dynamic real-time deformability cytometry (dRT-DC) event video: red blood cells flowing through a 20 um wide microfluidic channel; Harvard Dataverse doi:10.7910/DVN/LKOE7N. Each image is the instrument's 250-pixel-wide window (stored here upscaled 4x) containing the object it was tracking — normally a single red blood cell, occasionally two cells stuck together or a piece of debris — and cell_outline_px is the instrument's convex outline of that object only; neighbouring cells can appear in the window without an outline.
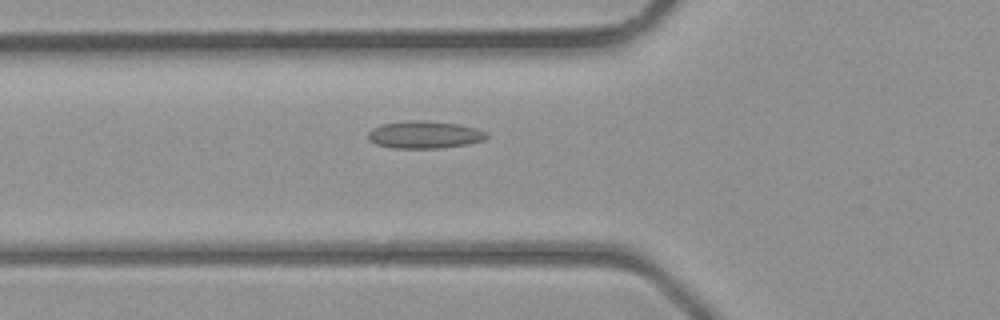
{"species": "common noctule bat (a hibernating species)", "species_latin": "Nyctalus noctula", "temperature_condition": "room temperature", "stored_images_in_passage": 31, "camera_frame_rate_fps": 3000, "um_per_image_px": 0.085, "animal": {"sex": "male", "body_mass_g": 23.1, "forearm_length_mm": 52.7}, "frame": {"image": 1, "passage_image": 5, "time_ms": 1.333, "image_size_px": [1000, 320], "cell_outline_px": [[488, 136], [484, 140], [468, 144], [440, 148], [392, 148], [376, 144], [368, 140], [368, 132], [372, 128], [384, 124], [416, 120], [460, 124], [476, 128], [484, 132]], "centroid_in_image_um": [36.07, 11.46], "position_along_channel_um": 89.7, "area_um2": 18.73}}
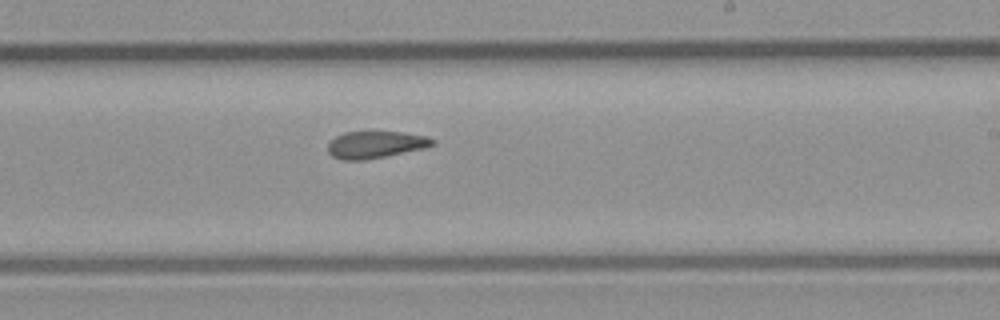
{"frame": {"image": 2, "passage_image": 15, "time_ms": 4.667, "image_size_px": [1000, 320], "cell_outline_px": [[436, 144], [424, 148], [364, 160], [340, 160], [332, 156], [328, 152], [328, 144], [336, 136], [344, 132], [404, 132], [428, 136], [436, 140]], "centroid_in_image_um": [31.94, 12.29], "position_along_channel_um": 257.1, "area_um2": 16.47}}
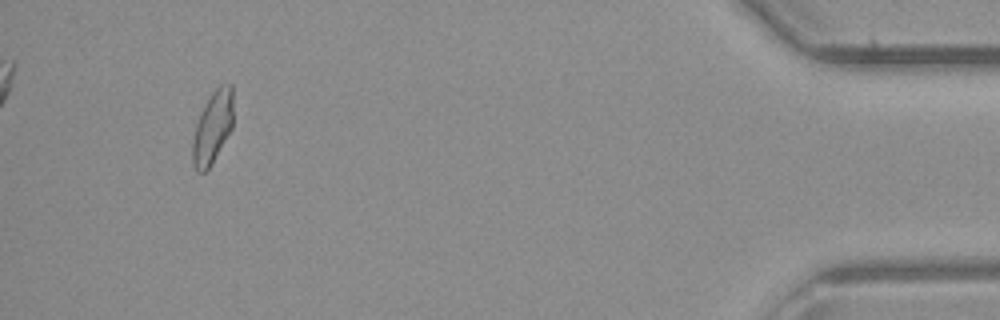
{"frame": {"image": 3, "passage_image": 29, "time_ms": 9.333, "image_size_px": [1000, 320], "cell_outline_px": [[232, 128], [208, 168], [204, 172], [196, 172], [192, 160], [192, 144], [196, 124], [200, 112], [204, 104], [212, 92], [220, 84], [232, 84]], "centroid_in_image_um": [18.05, 10.8], "position_along_channel_um": 417.1, "area_um2": 16.88}}